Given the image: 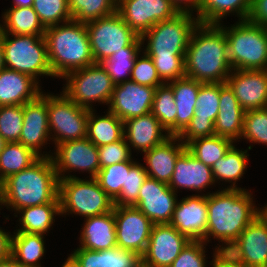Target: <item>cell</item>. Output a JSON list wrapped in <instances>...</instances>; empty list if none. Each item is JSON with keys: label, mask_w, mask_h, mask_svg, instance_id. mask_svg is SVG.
<instances>
[{"label": "cell", "mask_w": 267, "mask_h": 267, "mask_svg": "<svg viewBox=\"0 0 267 267\" xmlns=\"http://www.w3.org/2000/svg\"><path fill=\"white\" fill-rule=\"evenodd\" d=\"M142 45L143 42L139 36L131 45L125 47V51L116 52L101 63L114 84L130 80L126 77L131 75L136 57L140 54Z\"/></svg>", "instance_id": "39"}, {"label": "cell", "mask_w": 267, "mask_h": 267, "mask_svg": "<svg viewBox=\"0 0 267 267\" xmlns=\"http://www.w3.org/2000/svg\"><path fill=\"white\" fill-rule=\"evenodd\" d=\"M219 112L214 122L215 135L235 142L241 139L245 110L227 83H220Z\"/></svg>", "instance_id": "26"}, {"label": "cell", "mask_w": 267, "mask_h": 267, "mask_svg": "<svg viewBox=\"0 0 267 267\" xmlns=\"http://www.w3.org/2000/svg\"><path fill=\"white\" fill-rule=\"evenodd\" d=\"M4 205L20 209L59 199V178L51 157H40L30 167L3 181Z\"/></svg>", "instance_id": "3"}, {"label": "cell", "mask_w": 267, "mask_h": 267, "mask_svg": "<svg viewBox=\"0 0 267 267\" xmlns=\"http://www.w3.org/2000/svg\"><path fill=\"white\" fill-rule=\"evenodd\" d=\"M215 183L211 167L197 160L185 149L177 158L169 187L177 192V188L201 191Z\"/></svg>", "instance_id": "23"}, {"label": "cell", "mask_w": 267, "mask_h": 267, "mask_svg": "<svg viewBox=\"0 0 267 267\" xmlns=\"http://www.w3.org/2000/svg\"><path fill=\"white\" fill-rule=\"evenodd\" d=\"M0 39L7 69L30 75L36 81L41 75L54 77L44 36L0 33Z\"/></svg>", "instance_id": "8"}, {"label": "cell", "mask_w": 267, "mask_h": 267, "mask_svg": "<svg viewBox=\"0 0 267 267\" xmlns=\"http://www.w3.org/2000/svg\"><path fill=\"white\" fill-rule=\"evenodd\" d=\"M204 241H190L170 267H206Z\"/></svg>", "instance_id": "49"}, {"label": "cell", "mask_w": 267, "mask_h": 267, "mask_svg": "<svg viewBox=\"0 0 267 267\" xmlns=\"http://www.w3.org/2000/svg\"><path fill=\"white\" fill-rule=\"evenodd\" d=\"M208 222L204 242L209 243L212 236L226 246L218 250H227L241 232L260 214L255 207L252 194L246 189H223L208 193Z\"/></svg>", "instance_id": "1"}, {"label": "cell", "mask_w": 267, "mask_h": 267, "mask_svg": "<svg viewBox=\"0 0 267 267\" xmlns=\"http://www.w3.org/2000/svg\"><path fill=\"white\" fill-rule=\"evenodd\" d=\"M176 108L172 87L168 83L158 86L154 93L151 113L172 136H176Z\"/></svg>", "instance_id": "40"}, {"label": "cell", "mask_w": 267, "mask_h": 267, "mask_svg": "<svg viewBox=\"0 0 267 267\" xmlns=\"http://www.w3.org/2000/svg\"><path fill=\"white\" fill-rule=\"evenodd\" d=\"M251 0H201L197 18L200 24H220L224 16L236 13L239 20H247Z\"/></svg>", "instance_id": "33"}, {"label": "cell", "mask_w": 267, "mask_h": 267, "mask_svg": "<svg viewBox=\"0 0 267 267\" xmlns=\"http://www.w3.org/2000/svg\"><path fill=\"white\" fill-rule=\"evenodd\" d=\"M44 235L14 232L11 238V256L23 267H41L38 263L45 253Z\"/></svg>", "instance_id": "35"}, {"label": "cell", "mask_w": 267, "mask_h": 267, "mask_svg": "<svg viewBox=\"0 0 267 267\" xmlns=\"http://www.w3.org/2000/svg\"><path fill=\"white\" fill-rule=\"evenodd\" d=\"M168 84L172 87L177 106L176 136H178L194 116L198 91L203 83L184 76Z\"/></svg>", "instance_id": "30"}, {"label": "cell", "mask_w": 267, "mask_h": 267, "mask_svg": "<svg viewBox=\"0 0 267 267\" xmlns=\"http://www.w3.org/2000/svg\"><path fill=\"white\" fill-rule=\"evenodd\" d=\"M220 83H203L198 91L194 116L178 138L187 145L194 139L215 135L219 112Z\"/></svg>", "instance_id": "15"}, {"label": "cell", "mask_w": 267, "mask_h": 267, "mask_svg": "<svg viewBox=\"0 0 267 267\" xmlns=\"http://www.w3.org/2000/svg\"><path fill=\"white\" fill-rule=\"evenodd\" d=\"M248 20L267 27V0H251V11Z\"/></svg>", "instance_id": "51"}, {"label": "cell", "mask_w": 267, "mask_h": 267, "mask_svg": "<svg viewBox=\"0 0 267 267\" xmlns=\"http://www.w3.org/2000/svg\"><path fill=\"white\" fill-rule=\"evenodd\" d=\"M248 267H267V221L258 214L225 250Z\"/></svg>", "instance_id": "17"}, {"label": "cell", "mask_w": 267, "mask_h": 267, "mask_svg": "<svg viewBox=\"0 0 267 267\" xmlns=\"http://www.w3.org/2000/svg\"><path fill=\"white\" fill-rule=\"evenodd\" d=\"M243 137L250 143L267 145V107L245 111Z\"/></svg>", "instance_id": "45"}, {"label": "cell", "mask_w": 267, "mask_h": 267, "mask_svg": "<svg viewBox=\"0 0 267 267\" xmlns=\"http://www.w3.org/2000/svg\"><path fill=\"white\" fill-rule=\"evenodd\" d=\"M0 267H23L18 261H16L12 256L8 259L0 261Z\"/></svg>", "instance_id": "55"}, {"label": "cell", "mask_w": 267, "mask_h": 267, "mask_svg": "<svg viewBox=\"0 0 267 267\" xmlns=\"http://www.w3.org/2000/svg\"><path fill=\"white\" fill-rule=\"evenodd\" d=\"M185 149L186 145L178 136L171 135L161 144L144 152V160L147 164L145 171L148 177L169 184L174 172L175 162Z\"/></svg>", "instance_id": "25"}, {"label": "cell", "mask_w": 267, "mask_h": 267, "mask_svg": "<svg viewBox=\"0 0 267 267\" xmlns=\"http://www.w3.org/2000/svg\"><path fill=\"white\" fill-rule=\"evenodd\" d=\"M12 7H31L33 5V0H13Z\"/></svg>", "instance_id": "57"}, {"label": "cell", "mask_w": 267, "mask_h": 267, "mask_svg": "<svg viewBox=\"0 0 267 267\" xmlns=\"http://www.w3.org/2000/svg\"><path fill=\"white\" fill-rule=\"evenodd\" d=\"M2 14L4 25L0 24V33L44 36L46 28L32 6L11 7Z\"/></svg>", "instance_id": "31"}, {"label": "cell", "mask_w": 267, "mask_h": 267, "mask_svg": "<svg viewBox=\"0 0 267 267\" xmlns=\"http://www.w3.org/2000/svg\"><path fill=\"white\" fill-rule=\"evenodd\" d=\"M23 128V105L0 107V134L8 142H19Z\"/></svg>", "instance_id": "46"}, {"label": "cell", "mask_w": 267, "mask_h": 267, "mask_svg": "<svg viewBox=\"0 0 267 267\" xmlns=\"http://www.w3.org/2000/svg\"><path fill=\"white\" fill-rule=\"evenodd\" d=\"M147 177L145 167L135 163L127 173L126 185L122 186L121 193L113 200L114 206H135L140 188Z\"/></svg>", "instance_id": "44"}, {"label": "cell", "mask_w": 267, "mask_h": 267, "mask_svg": "<svg viewBox=\"0 0 267 267\" xmlns=\"http://www.w3.org/2000/svg\"><path fill=\"white\" fill-rule=\"evenodd\" d=\"M185 74L202 83H226L232 72L224 30L218 24H198L185 53Z\"/></svg>", "instance_id": "2"}, {"label": "cell", "mask_w": 267, "mask_h": 267, "mask_svg": "<svg viewBox=\"0 0 267 267\" xmlns=\"http://www.w3.org/2000/svg\"><path fill=\"white\" fill-rule=\"evenodd\" d=\"M41 92L39 82L30 75L7 68L0 71V107L24 105Z\"/></svg>", "instance_id": "27"}, {"label": "cell", "mask_w": 267, "mask_h": 267, "mask_svg": "<svg viewBox=\"0 0 267 267\" xmlns=\"http://www.w3.org/2000/svg\"><path fill=\"white\" fill-rule=\"evenodd\" d=\"M152 60L164 83L186 76L184 58H152Z\"/></svg>", "instance_id": "50"}, {"label": "cell", "mask_w": 267, "mask_h": 267, "mask_svg": "<svg viewBox=\"0 0 267 267\" xmlns=\"http://www.w3.org/2000/svg\"><path fill=\"white\" fill-rule=\"evenodd\" d=\"M95 110H89L86 137L97 147L120 140L123 134V121L115 114L107 112L105 116H97Z\"/></svg>", "instance_id": "34"}, {"label": "cell", "mask_w": 267, "mask_h": 267, "mask_svg": "<svg viewBox=\"0 0 267 267\" xmlns=\"http://www.w3.org/2000/svg\"><path fill=\"white\" fill-rule=\"evenodd\" d=\"M139 267H148V266H146V265H144V264H141Z\"/></svg>", "instance_id": "62"}, {"label": "cell", "mask_w": 267, "mask_h": 267, "mask_svg": "<svg viewBox=\"0 0 267 267\" xmlns=\"http://www.w3.org/2000/svg\"><path fill=\"white\" fill-rule=\"evenodd\" d=\"M5 68L6 67H5V61H4V51H3L2 42L0 39V71Z\"/></svg>", "instance_id": "58"}, {"label": "cell", "mask_w": 267, "mask_h": 267, "mask_svg": "<svg viewBox=\"0 0 267 267\" xmlns=\"http://www.w3.org/2000/svg\"><path fill=\"white\" fill-rule=\"evenodd\" d=\"M135 163L136 161L128 160L99 170L96 180L111 199L114 200L121 193L122 186L126 185L127 173Z\"/></svg>", "instance_id": "42"}, {"label": "cell", "mask_w": 267, "mask_h": 267, "mask_svg": "<svg viewBox=\"0 0 267 267\" xmlns=\"http://www.w3.org/2000/svg\"><path fill=\"white\" fill-rule=\"evenodd\" d=\"M118 0H69L72 20L87 23L117 11Z\"/></svg>", "instance_id": "41"}, {"label": "cell", "mask_w": 267, "mask_h": 267, "mask_svg": "<svg viewBox=\"0 0 267 267\" xmlns=\"http://www.w3.org/2000/svg\"><path fill=\"white\" fill-rule=\"evenodd\" d=\"M178 13L173 18L155 24L141 36L148 41L145 53L151 58H185L193 30L198 26L197 17Z\"/></svg>", "instance_id": "6"}, {"label": "cell", "mask_w": 267, "mask_h": 267, "mask_svg": "<svg viewBox=\"0 0 267 267\" xmlns=\"http://www.w3.org/2000/svg\"><path fill=\"white\" fill-rule=\"evenodd\" d=\"M170 3L178 13L193 14V10H196L198 13L201 0H170Z\"/></svg>", "instance_id": "53"}, {"label": "cell", "mask_w": 267, "mask_h": 267, "mask_svg": "<svg viewBox=\"0 0 267 267\" xmlns=\"http://www.w3.org/2000/svg\"><path fill=\"white\" fill-rule=\"evenodd\" d=\"M4 206L3 180L0 178V206Z\"/></svg>", "instance_id": "59"}, {"label": "cell", "mask_w": 267, "mask_h": 267, "mask_svg": "<svg viewBox=\"0 0 267 267\" xmlns=\"http://www.w3.org/2000/svg\"><path fill=\"white\" fill-rule=\"evenodd\" d=\"M40 156L19 142H8L0 152V178L4 181L10 175L30 167Z\"/></svg>", "instance_id": "37"}, {"label": "cell", "mask_w": 267, "mask_h": 267, "mask_svg": "<svg viewBox=\"0 0 267 267\" xmlns=\"http://www.w3.org/2000/svg\"><path fill=\"white\" fill-rule=\"evenodd\" d=\"M61 214H76L84 218L111 212L114 201L100 187L96 178L80 179L66 175L59 180ZM68 212V213H67Z\"/></svg>", "instance_id": "7"}, {"label": "cell", "mask_w": 267, "mask_h": 267, "mask_svg": "<svg viewBox=\"0 0 267 267\" xmlns=\"http://www.w3.org/2000/svg\"><path fill=\"white\" fill-rule=\"evenodd\" d=\"M48 139H51L48 122V94L41 92L34 100L23 105V128L19 143L32 149L40 157H51L50 154L39 152L41 147L50 141Z\"/></svg>", "instance_id": "20"}, {"label": "cell", "mask_w": 267, "mask_h": 267, "mask_svg": "<svg viewBox=\"0 0 267 267\" xmlns=\"http://www.w3.org/2000/svg\"><path fill=\"white\" fill-rule=\"evenodd\" d=\"M62 267H81L77 259L70 254L66 261L62 264Z\"/></svg>", "instance_id": "56"}, {"label": "cell", "mask_w": 267, "mask_h": 267, "mask_svg": "<svg viewBox=\"0 0 267 267\" xmlns=\"http://www.w3.org/2000/svg\"><path fill=\"white\" fill-rule=\"evenodd\" d=\"M225 33L232 70H267V27L238 20Z\"/></svg>", "instance_id": "5"}, {"label": "cell", "mask_w": 267, "mask_h": 267, "mask_svg": "<svg viewBox=\"0 0 267 267\" xmlns=\"http://www.w3.org/2000/svg\"><path fill=\"white\" fill-rule=\"evenodd\" d=\"M44 38L54 77L94 64L85 23L70 20L46 28Z\"/></svg>", "instance_id": "4"}, {"label": "cell", "mask_w": 267, "mask_h": 267, "mask_svg": "<svg viewBox=\"0 0 267 267\" xmlns=\"http://www.w3.org/2000/svg\"><path fill=\"white\" fill-rule=\"evenodd\" d=\"M117 247L142 256L150 238L153 223L135 206H114Z\"/></svg>", "instance_id": "12"}, {"label": "cell", "mask_w": 267, "mask_h": 267, "mask_svg": "<svg viewBox=\"0 0 267 267\" xmlns=\"http://www.w3.org/2000/svg\"><path fill=\"white\" fill-rule=\"evenodd\" d=\"M156 88L132 80L114 85L108 111L122 121L151 113Z\"/></svg>", "instance_id": "18"}, {"label": "cell", "mask_w": 267, "mask_h": 267, "mask_svg": "<svg viewBox=\"0 0 267 267\" xmlns=\"http://www.w3.org/2000/svg\"><path fill=\"white\" fill-rule=\"evenodd\" d=\"M176 196L168 184L147 177L140 188L135 207L153 224H169L177 204Z\"/></svg>", "instance_id": "19"}, {"label": "cell", "mask_w": 267, "mask_h": 267, "mask_svg": "<svg viewBox=\"0 0 267 267\" xmlns=\"http://www.w3.org/2000/svg\"><path fill=\"white\" fill-rule=\"evenodd\" d=\"M234 142L228 138L212 135L192 140L186 145V149L193 156L212 167L215 162L223 158L228 150L234 145Z\"/></svg>", "instance_id": "38"}, {"label": "cell", "mask_w": 267, "mask_h": 267, "mask_svg": "<svg viewBox=\"0 0 267 267\" xmlns=\"http://www.w3.org/2000/svg\"><path fill=\"white\" fill-rule=\"evenodd\" d=\"M131 150L124 136L116 142L98 147L100 169L115 163L132 160Z\"/></svg>", "instance_id": "48"}, {"label": "cell", "mask_w": 267, "mask_h": 267, "mask_svg": "<svg viewBox=\"0 0 267 267\" xmlns=\"http://www.w3.org/2000/svg\"><path fill=\"white\" fill-rule=\"evenodd\" d=\"M63 93L78 106L92 110L94 102H110L114 83L101 63L67 73ZM91 103V104H90Z\"/></svg>", "instance_id": "9"}, {"label": "cell", "mask_w": 267, "mask_h": 267, "mask_svg": "<svg viewBox=\"0 0 267 267\" xmlns=\"http://www.w3.org/2000/svg\"><path fill=\"white\" fill-rule=\"evenodd\" d=\"M32 7L45 28L72 20L69 0H33Z\"/></svg>", "instance_id": "43"}, {"label": "cell", "mask_w": 267, "mask_h": 267, "mask_svg": "<svg viewBox=\"0 0 267 267\" xmlns=\"http://www.w3.org/2000/svg\"><path fill=\"white\" fill-rule=\"evenodd\" d=\"M213 260L210 261L212 267H248L246 264L237 261L225 250L215 249Z\"/></svg>", "instance_id": "52"}, {"label": "cell", "mask_w": 267, "mask_h": 267, "mask_svg": "<svg viewBox=\"0 0 267 267\" xmlns=\"http://www.w3.org/2000/svg\"><path fill=\"white\" fill-rule=\"evenodd\" d=\"M226 83L245 111L267 107V70H232Z\"/></svg>", "instance_id": "22"}, {"label": "cell", "mask_w": 267, "mask_h": 267, "mask_svg": "<svg viewBox=\"0 0 267 267\" xmlns=\"http://www.w3.org/2000/svg\"><path fill=\"white\" fill-rule=\"evenodd\" d=\"M21 213L20 229L16 232H26L43 234L47 233L55 221V216L61 214L60 200H53L51 203L31 206L20 209L16 212Z\"/></svg>", "instance_id": "32"}, {"label": "cell", "mask_w": 267, "mask_h": 267, "mask_svg": "<svg viewBox=\"0 0 267 267\" xmlns=\"http://www.w3.org/2000/svg\"><path fill=\"white\" fill-rule=\"evenodd\" d=\"M60 94L54 96L48 93V122L55 146L86 138L89 115V109L78 106L63 92Z\"/></svg>", "instance_id": "11"}, {"label": "cell", "mask_w": 267, "mask_h": 267, "mask_svg": "<svg viewBox=\"0 0 267 267\" xmlns=\"http://www.w3.org/2000/svg\"><path fill=\"white\" fill-rule=\"evenodd\" d=\"M55 147V156L52 153L51 158L59 180L65 179L64 174L70 170L88 171L90 178H96L100 170L98 147L87 137L63 142Z\"/></svg>", "instance_id": "13"}, {"label": "cell", "mask_w": 267, "mask_h": 267, "mask_svg": "<svg viewBox=\"0 0 267 267\" xmlns=\"http://www.w3.org/2000/svg\"><path fill=\"white\" fill-rule=\"evenodd\" d=\"M207 195H192L177 202L171 222L191 241H203L208 222Z\"/></svg>", "instance_id": "21"}, {"label": "cell", "mask_w": 267, "mask_h": 267, "mask_svg": "<svg viewBox=\"0 0 267 267\" xmlns=\"http://www.w3.org/2000/svg\"><path fill=\"white\" fill-rule=\"evenodd\" d=\"M191 240L170 224H153L146 250L141 256L148 267H170Z\"/></svg>", "instance_id": "16"}, {"label": "cell", "mask_w": 267, "mask_h": 267, "mask_svg": "<svg viewBox=\"0 0 267 267\" xmlns=\"http://www.w3.org/2000/svg\"><path fill=\"white\" fill-rule=\"evenodd\" d=\"M143 53L144 54L141 58L139 56L136 57L129 79L143 86L157 88L158 86L164 84V82L160 79L152 58L145 52Z\"/></svg>", "instance_id": "47"}, {"label": "cell", "mask_w": 267, "mask_h": 267, "mask_svg": "<svg viewBox=\"0 0 267 267\" xmlns=\"http://www.w3.org/2000/svg\"><path fill=\"white\" fill-rule=\"evenodd\" d=\"M72 255L81 267H139L142 264L138 253L119 247L100 251L77 248Z\"/></svg>", "instance_id": "29"}, {"label": "cell", "mask_w": 267, "mask_h": 267, "mask_svg": "<svg viewBox=\"0 0 267 267\" xmlns=\"http://www.w3.org/2000/svg\"><path fill=\"white\" fill-rule=\"evenodd\" d=\"M80 235V246L93 251L117 247L114 208L111 212L85 218Z\"/></svg>", "instance_id": "28"}, {"label": "cell", "mask_w": 267, "mask_h": 267, "mask_svg": "<svg viewBox=\"0 0 267 267\" xmlns=\"http://www.w3.org/2000/svg\"><path fill=\"white\" fill-rule=\"evenodd\" d=\"M117 12L140 37L155 24L178 14L170 0H118Z\"/></svg>", "instance_id": "14"}, {"label": "cell", "mask_w": 267, "mask_h": 267, "mask_svg": "<svg viewBox=\"0 0 267 267\" xmlns=\"http://www.w3.org/2000/svg\"><path fill=\"white\" fill-rule=\"evenodd\" d=\"M123 131L128 145L143 153L171 136L152 113L123 121Z\"/></svg>", "instance_id": "24"}, {"label": "cell", "mask_w": 267, "mask_h": 267, "mask_svg": "<svg viewBox=\"0 0 267 267\" xmlns=\"http://www.w3.org/2000/svg\"><path fill=\"white\" fill-rule=\"evenodd\" d=\"M248 156L247 150H239L233 145L225 156L211 167L214 181L232 182V185L227 189H239L236 181L242 178L244 171L247 169Z\"/></svg>", "instance_id": "36"}, {"label": "cell", "mask_w": 267, "mask_h": 267, "mask_svg": "<svg viewBox=\"0 0 267 267\" xmlns=\"http://www.w3.org/2000/svg\"><path fill=\"white\" fill-rule=\"evenodd\" d=\"M86 24L95 63H102L114 53L125 51L139 36L115 13Z\"/></svg>", "instance_id": "10"}, {"label": "cell", "mask_w": 267, "mask_h": 267, "mask_svg": "<svg viewBox=\"0 0 267 267\" xmlns=\"http://www.w3.org/2000/svg\"><path fill=\"white\" fill-rule=\"evenodd\" d=\"M7 142L5 141V139L1 136L0 134V152L4 149V146Z\"/></svg>", "instance_id": "61"}, {"label": "cell", "mask_w": 267, "mask_h": 267, "mask_svg": "<svg viewBox=\"0 0 267 267\" xmlns=\"http://www.w3.org/2000/svg\"><path fill=\"white\" fill-rule=\"evenodd\" d=\"M260 214L267 221V205L264 208H260Z\"/></svg>", "instance_id": "60"}, {"label": "cell", "mask_w": 267, "mask_h": 267, "mask_svg": "<svg viewBox=\"0 0 267 267\" xmlns=\"http://www.w3.org/2000/svg\"><path fill=\"white\" fill-rule=\"evenodd\" d=\"M11 238L12 235L0 227V261L6 260L11 256Z\"/></svg>", "instance_id": "54"}]
</instances>
